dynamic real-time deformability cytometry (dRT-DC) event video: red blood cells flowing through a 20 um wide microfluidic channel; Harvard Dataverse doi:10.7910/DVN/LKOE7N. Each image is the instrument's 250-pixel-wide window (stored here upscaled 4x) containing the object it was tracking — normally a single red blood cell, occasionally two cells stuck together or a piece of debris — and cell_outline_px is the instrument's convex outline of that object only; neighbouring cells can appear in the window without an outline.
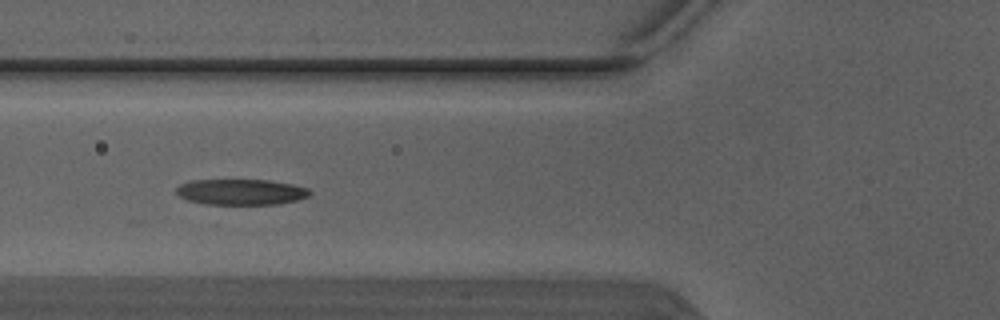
{"species": "Egyptian fruit bat (a non-hibernating species)", "species_latin": "Rousettus aegyptiacus", "temperature_condition": "warm", "stored_images_in_passage": 7, "camera_frame_rate_fps": 3000, "um_per_image_px": 0.085, "animal": {"sex": "male"}, "frame": {"image": 1, "passage_image": 5, "time_ms": 1.333, "image_size_px": [1000, 320], "cell_outline_px": [[312, 192], [308, 196], [296, 200], [280, 204], [216, 208], [188, 200], [180, 196], [176, 192], [176, 188], [180, 184], [192, 180], [268, 180], [292, 184], [308, 188]], "centroid_in_image_um": [20.45, 16.38], "position_along_channel_um": 105.4, "area_um2": 21.15}}
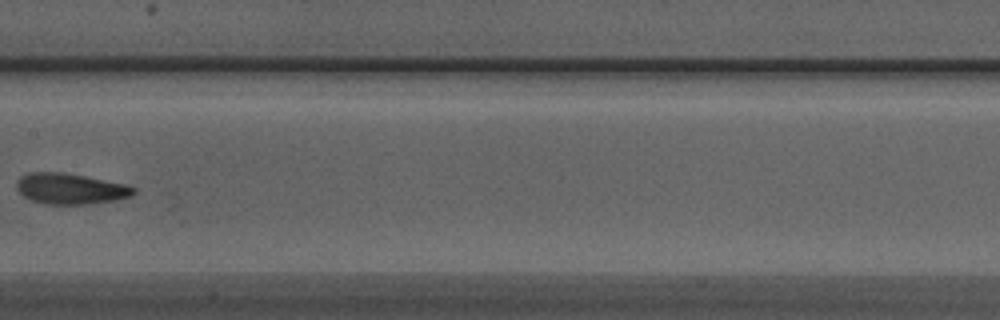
{"frame": {"image": 2, "passage_image": 7, "time_ms": 2.0, "image_size_px": [1000, 320], "cell_outline_px": [[136, 192], [132, 196], [116, 200], [92, 204], [44, 204], [32, 200], [24, 196], [16, 188], [16, 180], [20, 176], [28, 172], [64, 172], [128, 184], [136, 188]], "centroid_in_image_um": [6.01, 16.03], "position_along_channel_um": 201.4, "area_um2": 21.33}}